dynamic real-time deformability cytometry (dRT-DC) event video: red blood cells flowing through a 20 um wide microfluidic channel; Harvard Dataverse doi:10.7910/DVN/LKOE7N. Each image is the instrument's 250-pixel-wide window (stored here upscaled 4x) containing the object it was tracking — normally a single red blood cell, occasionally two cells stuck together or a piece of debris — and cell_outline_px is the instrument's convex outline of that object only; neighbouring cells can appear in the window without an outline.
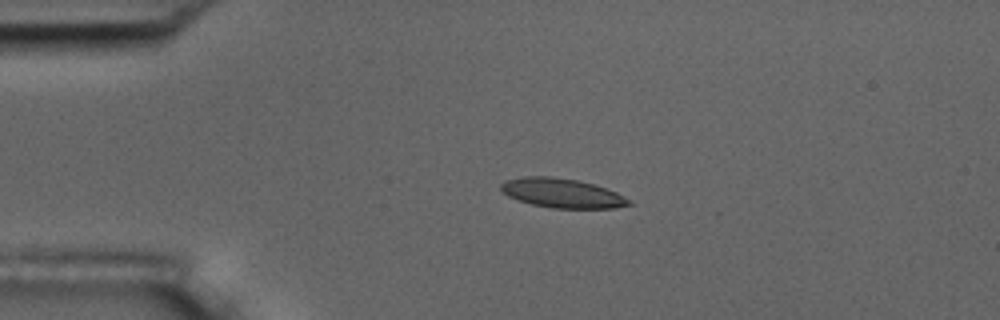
{"species": "common noctule bat (a hibernating species)", "species_latin": "Nyctalus noctula", "temperature_condition": "room temperature", "stored_images_in_passage": 4, "camera_frame_rate_fps": 3000, "um_per_image_px": 0.085, "animal": {"sex": "male", "body_mass_g": 17.5, "forearm_length_mm": 52.3}, "frame": {"image": 1, "passage_image": 3, "time_ms": 0.667, "image_size_px": [1000, 320], "cell_outline_px": [[632, 204], [616, 208], [552, 208], [532, 204], [508, 196], [500, 188], [500, 184], [504, 180], [524, 176], [552, 176], [576, 180], [592, 184], [616, 192], [632, 200]], "centroid_in_image_um": [47.78, 16.41], "position_along_channel_um": 37.2, "area_um2": 21.79}}